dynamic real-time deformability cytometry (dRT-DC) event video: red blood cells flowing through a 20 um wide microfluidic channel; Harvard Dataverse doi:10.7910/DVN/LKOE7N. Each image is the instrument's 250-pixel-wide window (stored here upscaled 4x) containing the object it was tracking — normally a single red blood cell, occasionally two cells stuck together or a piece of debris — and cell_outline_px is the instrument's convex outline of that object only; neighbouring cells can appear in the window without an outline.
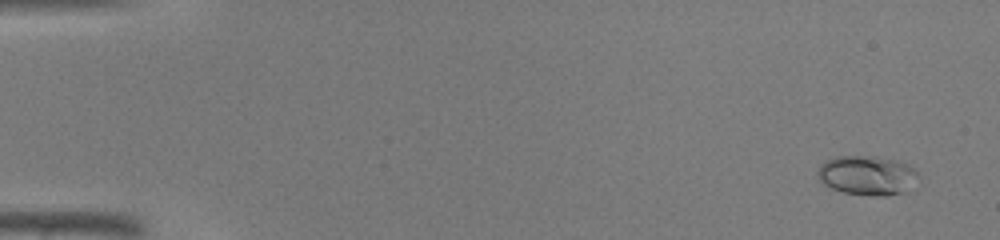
{"species": "common noctule bat (a hibernating species)", "species_latin": "Nyctalus noctula", "temperature_condition": "warm", "stored_images_in_passage": 46, "camera_frame_rate_fps": 3000, "um_per_image_px": 0.085, "animal": {"sex": "male", "body_mass_g": 19.0, "forearm_length_mm": 50.8}, "frame": {"image": 1, "passage_image": 3, "time_ms": 0.667, "image_size_px": [1000, 240], "cell_outline_px": [[920, 176], [904, 192], [888, 196], [872, 196], [844, 192], [832, 188], [824, 184], [820, 180], [816, 172], [820, 164], [824, 160], [836, 156], [876, 156], [900, 160], [908, 164]], "centroid_in_image_um": [73.7, 14.89], "position_along_channel_um": 11.3, "area_um2": 23.35}}
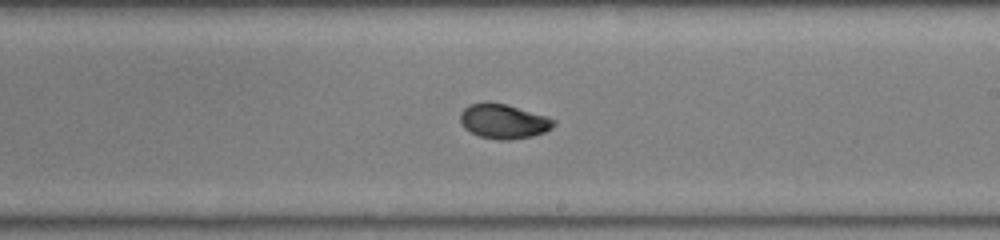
{"frame": {"image": 2, "passage_image": 28, "time_ms": 9.0, "image_size_px": [1000, 240], "cell_outline_px": [[556, 124], [552, 128], [544, 132], [532, 136], [508, 140], [500, 140], [480, 136], [464, 128], [460, 120], [460, 112], [468, 104], [488, 100], [508, 104], [548, 116], [556, 120]], "centroid_in_image_um": [42.81, 10.27], "position_along_channel_um": 246.2, "area_um2": 19.25}}
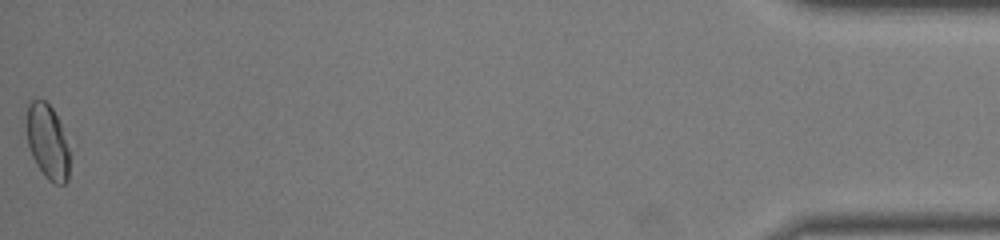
{"frame": {"image": 3, "passage_image": 46, "time_ms": 15.0, "image_size_px": [1000, 240], "cell_outline_px": [[68, 180], [64, 184], [56, 184], [48, 180], [44, 176], [36, 164], [32, 156], [28, 144], [28, 104], [32, 100], [44, 100], [52, 108], [60, 124], [68, 148]], "centroid_in_image_um": [4.04, 12.09], "position_along_channel_um": 431.2, "area_um2": 18.15}}